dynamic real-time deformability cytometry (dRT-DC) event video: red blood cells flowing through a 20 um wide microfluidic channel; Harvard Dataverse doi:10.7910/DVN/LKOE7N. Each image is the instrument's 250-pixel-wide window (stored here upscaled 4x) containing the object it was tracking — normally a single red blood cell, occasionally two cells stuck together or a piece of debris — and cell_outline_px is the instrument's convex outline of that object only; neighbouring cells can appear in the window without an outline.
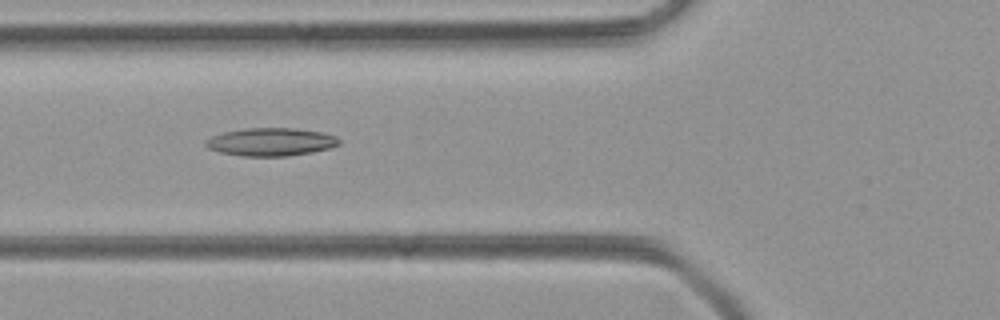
{"species": "common noctule bat (a hibernating species)", "species_latin": "Nyctalus noctula", "temperature_condition": "room temperature", "stored_images_in_passage": 49, "camera_frame_rate_fps": 3000, "um_per_image_px": 0.085, "animal": {"sex": "female", "body_mass_g": 21.9}, "frame": {"image": 1, "passage_image": 18, "time_ms": 5.667, "image_size_px": [1000, 320], "cell_outline_px": [[340, 144], [328, 148], [312, 152], [288, 156], [244, 156], [220, 152], [208, 148], [204, 144], [204, 140], [212, 136], [224, 132], [244, 128], [296, 128], [320, 132], [336, 136], [340, 140]], "centroid_in_image_um": [23.01, 12.06], "position_along_channel_um": 102.8, "area_um2": 21.73}}
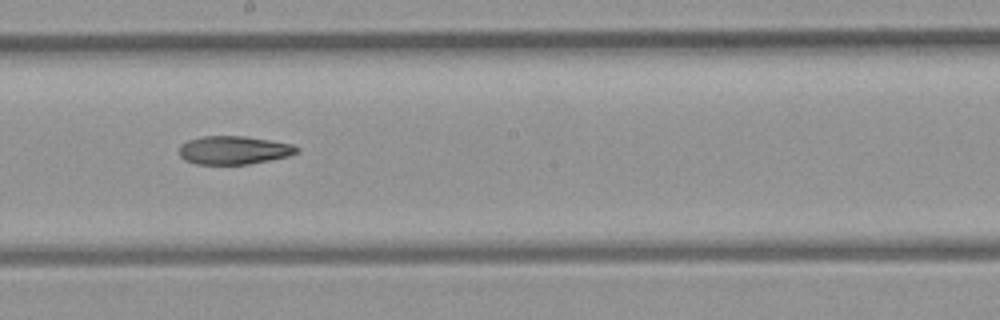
{"frame": {"image": 2, "passage_image": 27, "time_ms": 8.667, "image_size_px": [1000, 320], "cell_outline_px": [[300, 148], [296, 152], [288, 156], [248, 164], [196, 164], [184, 160], [180, 156], [180, 144], [188, 140], [200, 136], [244, 136], [292, 144]], "centroid_in_image_um": [19.83, 12.76], "position_along_channel_um": 228.4, "area_um2": 19.31}}
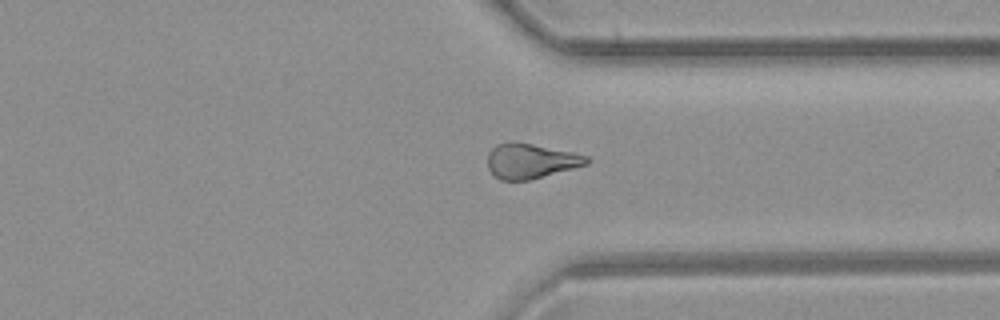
{"frame": {"image": 3, "passage_image": 37, "time_ms": 12.0, "image_size_px": [1000, 320], "cell_outline_px": [[588, 164], [532, 180], [500, 180], [492, 176], [488, 168], [488, 152], [496, 144], [532, 144], [572, 152], [588, 156]], "centroid_in_image_um": [45.1, 13.73], "position_along_channel_um": 366.3, "area_um2": 19.88}}